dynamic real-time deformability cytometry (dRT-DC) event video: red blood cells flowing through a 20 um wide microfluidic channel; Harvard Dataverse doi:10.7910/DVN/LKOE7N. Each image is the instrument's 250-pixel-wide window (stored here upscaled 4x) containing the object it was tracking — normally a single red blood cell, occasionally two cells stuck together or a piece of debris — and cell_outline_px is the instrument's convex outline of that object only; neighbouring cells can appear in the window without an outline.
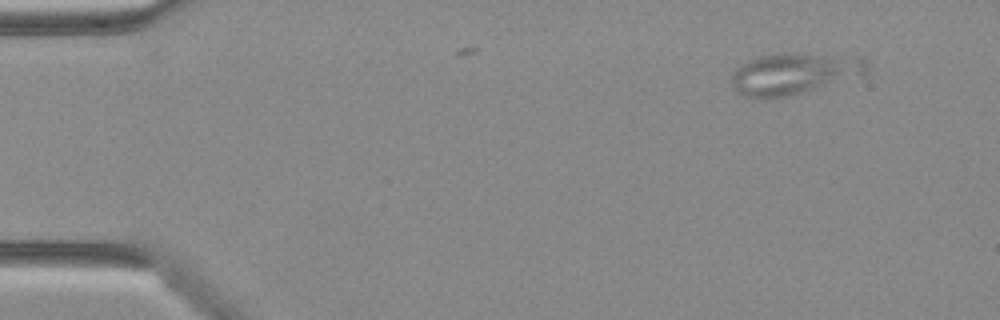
{"species": "Egyptian fruit bat (a non-hibernating species)", "species_latin": "Rousettus aegyptiacus", "temperature_condition": "warm", "stored_images_in_passage": 5, "camera_frame_rate_fps": 3000, "um_per_image_px": 0.085, "animal": {"sex": "female"}, "frame": {"image": 1, "passage_image": 1, "time_ms": 0.0, "image_size_px": [1000, 320], "cell_outline_px": [[868, 68], [864, 76], [784, 96], [764, 100], [740, 96], [736, 92], [732, 80], [732, 72], [740, 64], [760, 56], [788, 52], [792, 52], [864, 56], [868, 64]], "centroid_in_image_um": [67.52, 6.24], "position_along_channel_um": 17.5, "area_um2": 33.29}}